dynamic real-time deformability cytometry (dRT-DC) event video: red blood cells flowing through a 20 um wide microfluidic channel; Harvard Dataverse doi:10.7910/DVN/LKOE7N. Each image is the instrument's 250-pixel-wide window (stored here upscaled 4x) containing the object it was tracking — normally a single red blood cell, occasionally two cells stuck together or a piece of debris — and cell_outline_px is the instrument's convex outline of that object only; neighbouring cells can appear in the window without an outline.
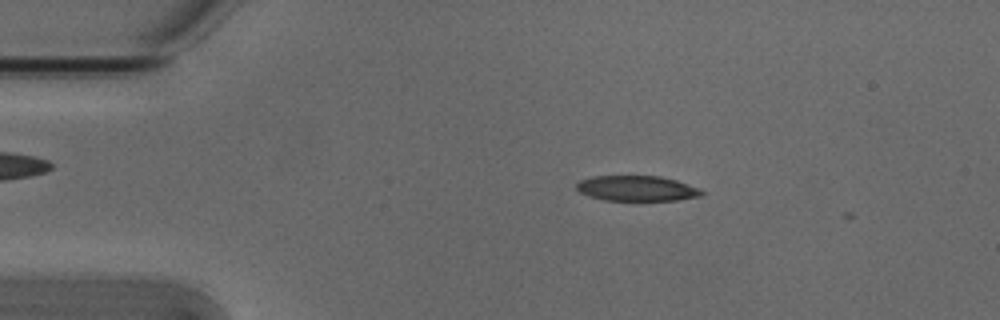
{"species": "Egyptian fruit bat (a non-hibernating species)", "species_latin": "Rousettus aegyptiacus", "temperature_condition": "cold", "stored_images_in_passage": 2, "camera_frame_rate_fps": 3000, "um_per_image_px": 0.085, "animal": {"sex": "male"}, "frame": {"image": 1, "passage_image": 1, "time_ms": 0.0, "image_size_px": [1000, 320], "cell_outline_px": [[704, 192], [700, 196], [676, 200], [604, 200], [580, 192], [576, 188], [576, 184], [580, 180], [592, 176], [660, 176], [676, 180], [700, 188]], "centroid_in_image_um": [54.14, 16.0], "position_along_channel_um": 30.9, "area_um2": 18.32}}